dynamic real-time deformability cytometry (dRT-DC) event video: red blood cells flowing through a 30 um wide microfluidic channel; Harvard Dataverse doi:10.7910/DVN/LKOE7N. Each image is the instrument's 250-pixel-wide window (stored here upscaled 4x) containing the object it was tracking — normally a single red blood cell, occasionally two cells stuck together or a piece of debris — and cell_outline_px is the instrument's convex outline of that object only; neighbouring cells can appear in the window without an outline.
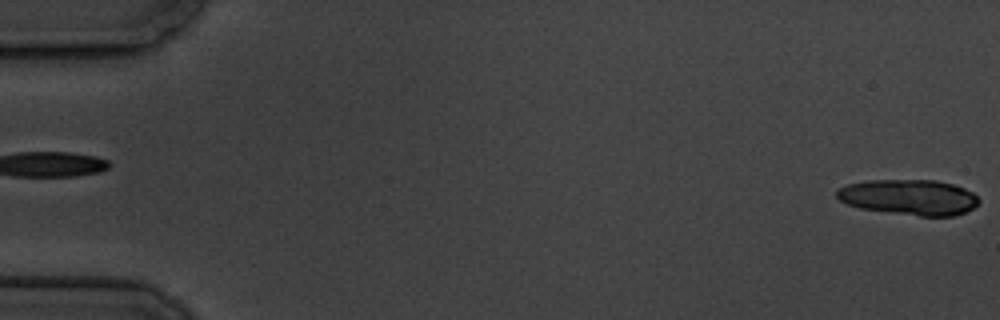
{"species": "common noctule bat (a hibernating species)", "species_latin": "Nyctalus noctula", "temperature_condition": "cold", "stored_images_in_passage": 3, "segment_of_instrument_passage": [2, 2], "camera_frame_rate_fps": 3000, "um_per_image_px": 0.085, "animal": {"sex": "male", "body_mass_g": 19.5, "forearm_length_mm": 54.6}, "frame": {"image": 1, "passage_image": 3, "time_ms": 2.333, "image_size_px": [1000, 320], "cell_outline_px": [[980, 200], [972, 208], [964, 212], [952, 216], [920, 216], [860, 208], [848, 204], [840, 200], [836, 196], [836, 192], [840, 188], [848, 184], [868, 180], [936, 180], [952, 184], [964, 188], [972, 192]], "centroid_in_image_um": [77.27, 16.76], "position_along_channel_um": 7.7, "area_um2": 29.13}}